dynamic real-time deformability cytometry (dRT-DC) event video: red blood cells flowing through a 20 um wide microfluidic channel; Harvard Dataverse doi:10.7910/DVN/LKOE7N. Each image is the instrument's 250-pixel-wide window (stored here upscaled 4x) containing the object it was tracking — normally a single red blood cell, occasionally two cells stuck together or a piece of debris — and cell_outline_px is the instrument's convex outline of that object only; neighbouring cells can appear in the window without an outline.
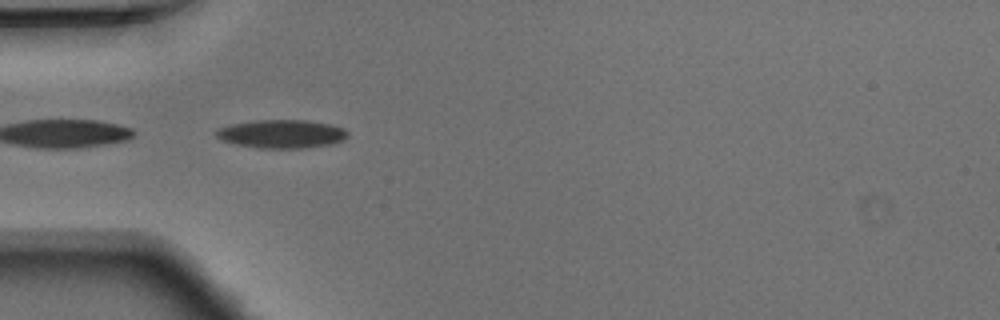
{"species": "Egyptian fruit bat (a non-hibernating species)", "species_latin": "Rousettus aegyptiacus", "temperature_condition": "warm", "stored_images_in_passage": 46, "segment_of_instrument_passage": [2, 2], "camera_frame_rate_fps": 3000, "um_per_image_px": 0.085, "animal": {"sex": "male"}, "frame": {"image": 1, "passage_image": 13, "time_ms": 4.0, "image_size_px": [1000, 320], "cell_outline_px": [[348, 136], [344, 140], [332, 144], [300, 148], [256, 148], [236, 144], [220, 140], [216, 136], [216, 128], [228, 124], [256, 120], [308, 120], [332, 124], [344, 128], [348, 132]], "centroid_in_image_um": [23.93, 11.37], "position_along_channel_um": 61.1, "area_um2": 22.08}}
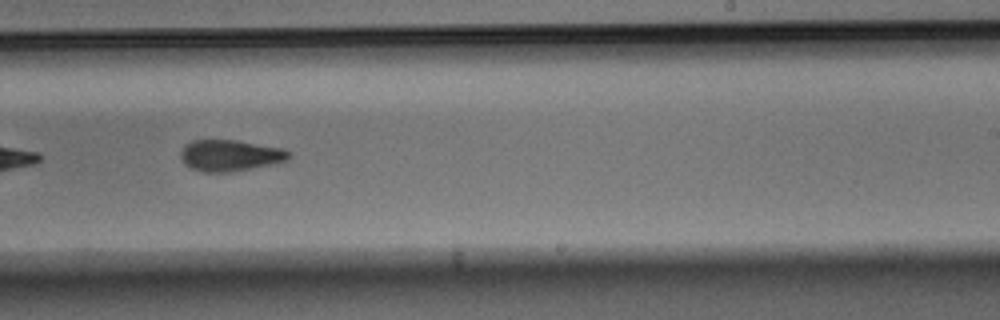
{"frame": {"image": 2, "passage_image": 28, "time_ms": 9.0, "image_size_px": [1000, 320], "cell_outline_px": [[292, 156], [284, 160], [268, 164], [228, 172], [204, 172], [192, 168], [184, 164], [180, 156], [180, 152], [184, 144], [192, 140], [236, 140], [284, 148], [292, 152]], "centroid_in_image_um": [19.52, 13.19], "position_along_channel_um": 269.5, "area_um2": 19.59}}
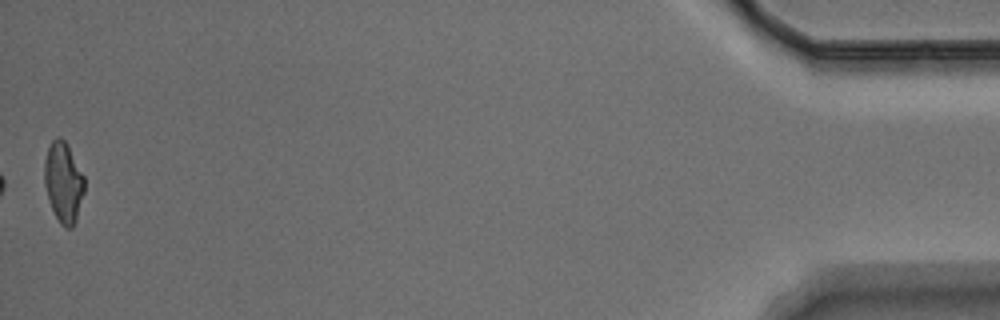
{"frame": {"image": 3, "passage_image": 46, "time_ms": 15.0, "image_size_px": [1000, 320], "cell_outline_px": [[84, 192], [76, 220], [72, 228], [64, 228], [60, 224], [52, 208], [44, 184], [44, 160], [48, 148], [52, 140], [56, 136], [60, 136], [64, 140], [84, 176]], "centroid_in_image_um": [5.38, 15.5], "position_along_channel_um": 429.8, "area_um2": 18.55}}